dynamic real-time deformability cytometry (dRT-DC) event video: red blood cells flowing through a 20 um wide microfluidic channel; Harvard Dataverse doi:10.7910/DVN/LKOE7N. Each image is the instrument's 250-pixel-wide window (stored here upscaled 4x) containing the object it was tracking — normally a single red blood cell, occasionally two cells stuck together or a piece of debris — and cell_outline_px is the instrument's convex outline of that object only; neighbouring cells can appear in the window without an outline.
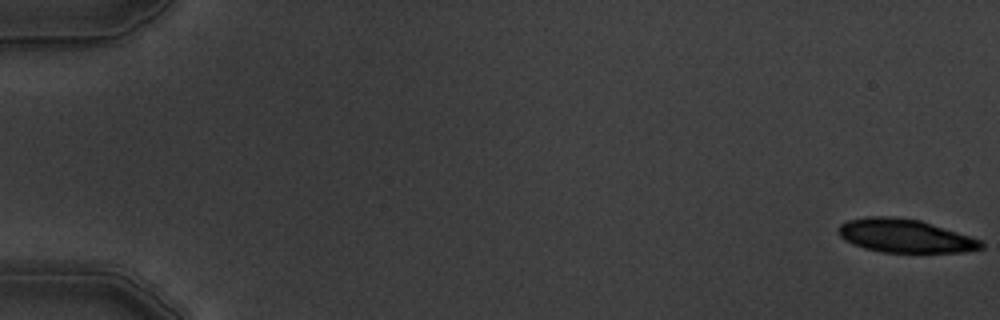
{"species": "common noctule bat (a hibernating species)", "species_latin": "Nyctalus noctula", "temperature_condition": "warm", "stored_images_in_passage": 6, "camera_frame_rate_fps": 3000, "um_per_image_px": 0.085, "animal": {"sex": "male", "body_mass_g": 19.5, "forearm_length_mm": 54.6}, "frame": {"image": 1, "passage_image": 1, "time_ms": 0.0, "image_size_px": [1000, 320], "cell_outline_px": [[984, 248], [964, 252], [884, 252], [864, 248], [852, 244], [844, 240], [836, 232], [836, 228], [840, 224], [848, 220], [868, 216], [892, 216], [920, 220], [980, 240], [984, 244]], "centroid_in_image_um": [76.86, 20.04], "position_along_channel_um": 8.1, "area_um2": 27.74}}